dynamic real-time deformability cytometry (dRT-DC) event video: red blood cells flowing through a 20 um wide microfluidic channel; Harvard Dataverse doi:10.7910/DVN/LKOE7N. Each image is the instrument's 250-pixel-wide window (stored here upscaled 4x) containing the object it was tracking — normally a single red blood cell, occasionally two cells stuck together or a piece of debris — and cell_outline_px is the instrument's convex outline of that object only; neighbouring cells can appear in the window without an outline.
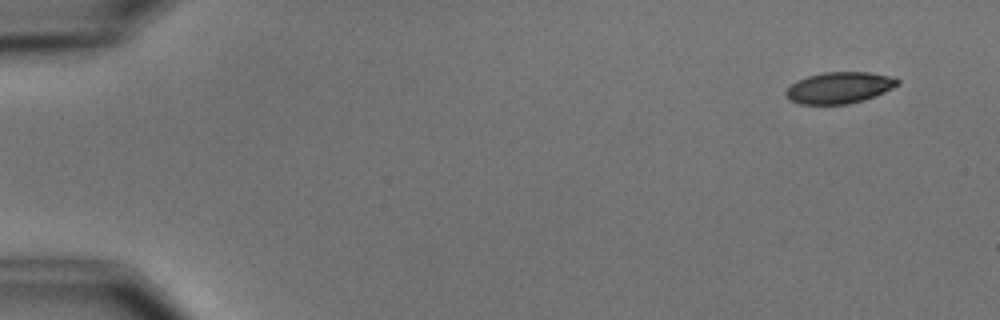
{"species": "common noctule bat (a hibernating species)", "species_latin": "Nyctalus noctula", "temperature_condition": "cold", "stored_images_in_passage": 9, "camera_frame_rate_fps": 3000, "um_per_image_px": 0.085, "animal": {"sex": "male", "body_mass_g": 15.6}, "frame": {"image": 1, "passage_image": 1, "time_ms": 0.0, "image_size_px": [1000, 320], "cell_outline_px": [[900, 84], [876, 96], [864, 100], [848, 104], [800, 104], [788, 100], [784, 92], [796, 80], [808, 76], [824, 72], [868, 72], [892, 76], [900, 80]], "centroid_in_image_um": [71.35, 7.45], "position_along_channel_um": 13.7, "area_um2": 20.58}}
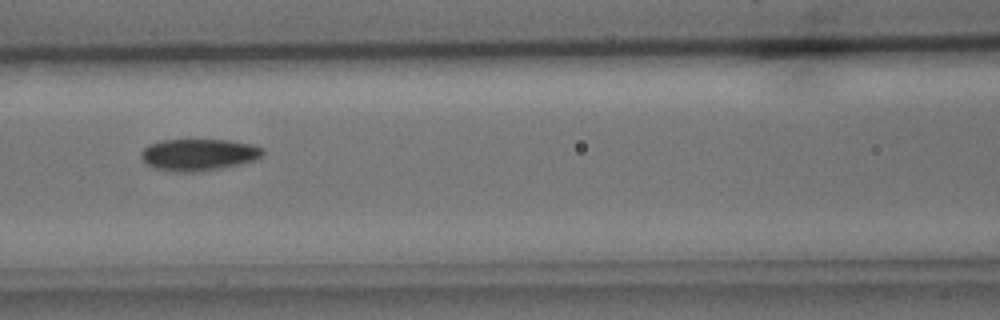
{"frame": {"image": 2, "passage_image": 7, "time_ms": 7.0, "image_size_px": [1000, 320], "cell_outline_px": [[264, 156], [256, 160], [224, 168], [200, 172], [172, 172], [152, 168], [144, 164], [140, 156], [140, 152], [148, 144], [160, 140], [228, 140], [252, 144], [264, 148]], "centroid_in_image_um": [16.87, 13.16], "position_along_channel_um": 149.7, "area_um2": 23.18}}
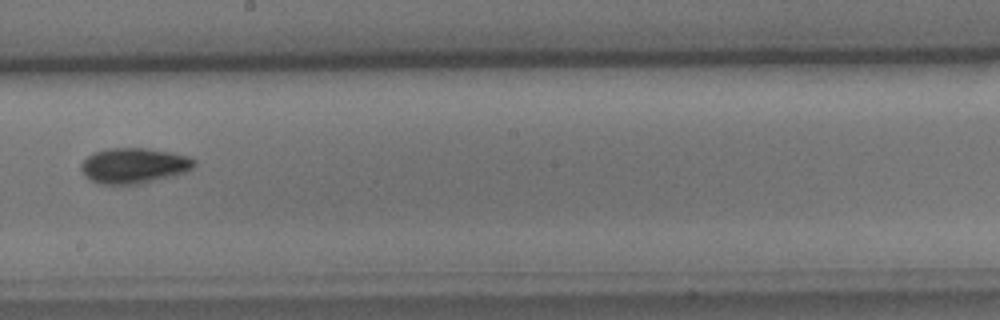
{"frame": {"image": 3, "passage_image": 9, "time_ms": 9.333, "image_size_px": [1000, 320], "cell_outline_px": [[196, 164], [192, 168], [176, 176], [144, 184], [100, 184], [84, 176], [80, 168], [80, 164], [92, 152], [108, 148], [144, 148], [168, 152], [188, 156], [196, 160]], "centroid_in_image_um": [11.38, 14.09], "position_along_channel_um": 236.8, "area_um2": 23.64}}